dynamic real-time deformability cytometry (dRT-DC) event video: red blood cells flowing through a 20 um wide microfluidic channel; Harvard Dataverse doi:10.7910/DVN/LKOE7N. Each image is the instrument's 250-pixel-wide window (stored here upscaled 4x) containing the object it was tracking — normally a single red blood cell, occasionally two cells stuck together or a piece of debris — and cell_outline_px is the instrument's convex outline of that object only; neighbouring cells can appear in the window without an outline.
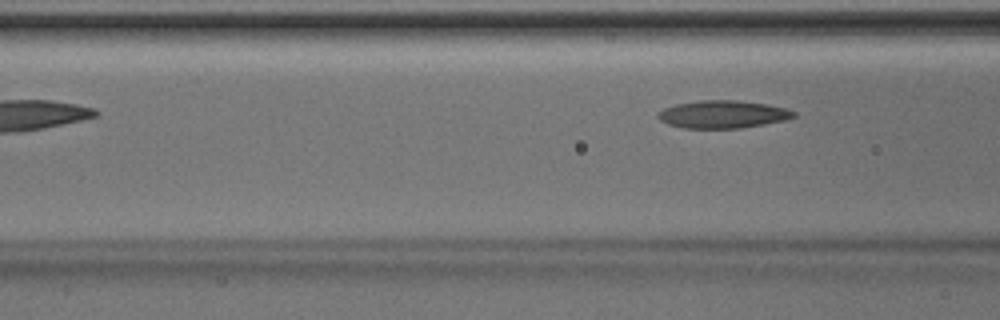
{"species": "Egyptian fruit bat (a non-hibernating species)", "species_latin": "Rousettus aegyptiacus", "temperature_condition": "room temperature", "stored_images_in_passage": 4, "camera_frame_rate_fps": 3000, "um_per_image_px": 0.085, "animal": {"sex": "male"}, "frame": {"image": 1, "passage_image": 4, "time_ms": 1.0, "image_size_px": [1000, 320], "cell_outline_px": [[796, 116], [788, 120], [740, 128], [684, 128], [668, 124], [660, 120], [656, 116], [664, 108], [676, 104], [700, 100], [736, 100], [768, 104], [784, 108], [796, 112]], "centroid_in_image_um": [61.46, 9.71], "position_along_channel_um": 105.1, "area_um2": 21.91}}